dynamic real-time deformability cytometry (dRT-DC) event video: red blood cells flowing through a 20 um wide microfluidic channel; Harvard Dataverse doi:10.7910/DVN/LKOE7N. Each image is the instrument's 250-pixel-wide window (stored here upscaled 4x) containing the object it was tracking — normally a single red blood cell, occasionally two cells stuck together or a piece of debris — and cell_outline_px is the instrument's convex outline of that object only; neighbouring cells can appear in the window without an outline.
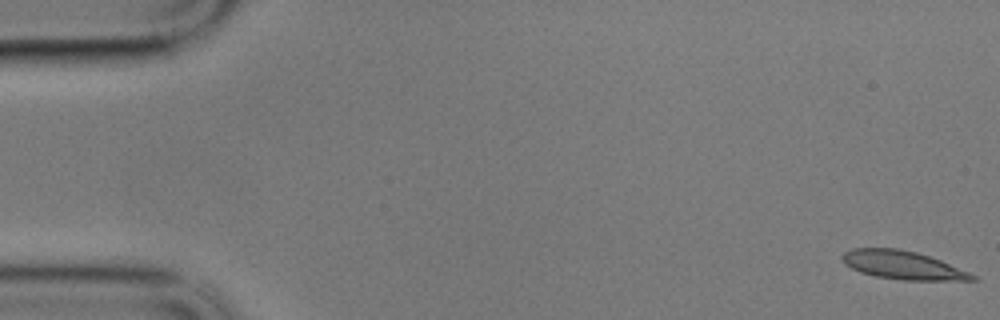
{"species": "common noctule bat (a hibernating species)", "species_latin": "Nyctalus noctula", "temperature_condition": "cold", "stored_images_in_passage": 22, "camera_frame_rate_fps": 3000, "um_per_image_px": 0.085, "animal": {"sex": "male", "body_mass_g": 17.9}, "frame": {"image": 1, "passage_image": 1, "time_ms": 0.0, "image_size_px": [1000, 320], "cell_outline_px": [[980, 280], [900, 280], [876, 276], [860, 272], [844, 264], [840, 256], [844, 252], [852, 248], [896, 248], [916, 252], [940, 260], [968, 272], [976, 276]], "centroid_in_image_um": [76.69, 22.53], "position_along_channel_um": 8.3, "area_um2": 21.39}}
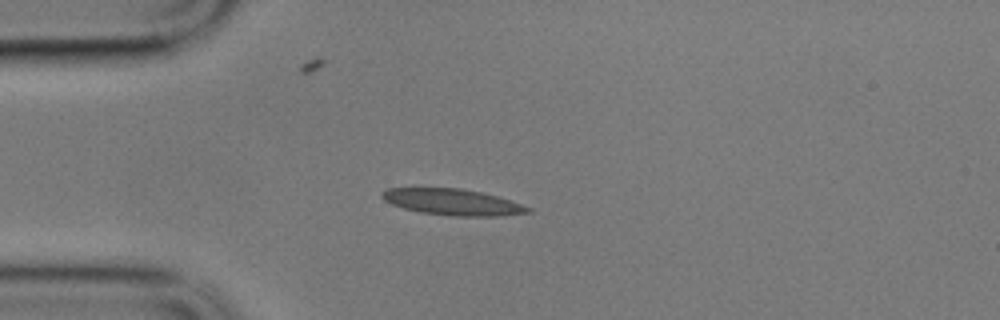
{"frame": {"image": 2, "passage_image": 15, "time_ms": 4.667, "image_size_px": [1000, 320], "cell_outline_px": [[532, 212], [504, 216], [452, 216], [420, 212], [404, 208], [392, 204], [384, 200], [380, 196], [380, 192], [388, 188], [460, 188], [480, 192], [496, 196], [532, 208]], "centroid_in_image_um": [38.46, 17.18], "position_along_channel_um": 46.5, "area_um2": 22.25}}
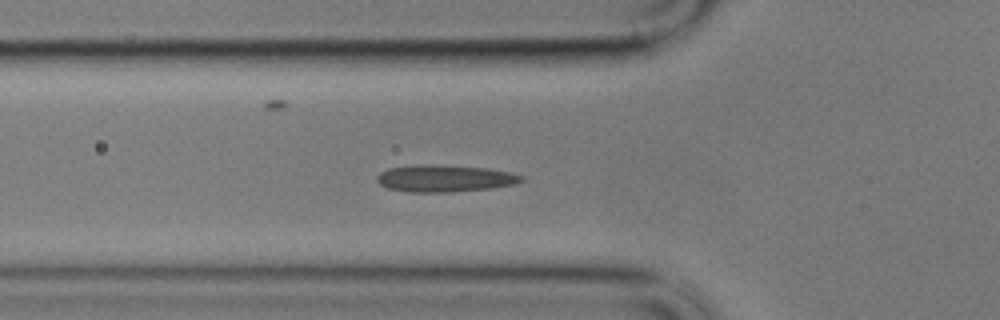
{"frame": {"image": 3, "passage_image": 20, "time_ms": 6.333, "image_size_px": [1000, 320], "cell_outline_px": [[524, 180], [516, 184], [492, 188], [452, 192], [408, 192], [388, 188], [380, 184], [376, 180], [376, 176], [380, 172], [388, 168], [420, 164], [436, 164], [488, 168], [508, 172], [524, 176]], "centroid_in_image_um": [37.8, 15.16], "position_along_channel_um": 88.0, "area_um2": 22.95}}